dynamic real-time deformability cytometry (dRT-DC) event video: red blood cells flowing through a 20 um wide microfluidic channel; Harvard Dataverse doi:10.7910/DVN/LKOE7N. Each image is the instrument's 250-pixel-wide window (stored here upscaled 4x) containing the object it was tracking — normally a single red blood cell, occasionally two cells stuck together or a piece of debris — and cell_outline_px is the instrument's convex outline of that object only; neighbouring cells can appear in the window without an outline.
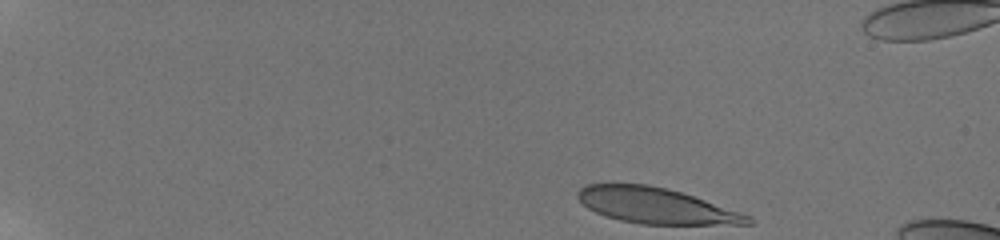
{"species": "human", "species_latin": "Homo sapiens", "temperature_condition": "room temperature", "stored_images_in_passage": 42, "camera_frame_rate_fps": 3000, "um_per_image_px": 0.085, "donor": {"sex": "male"}, "frame": {"image": 1, "passage_image": 1, "time_ms": 0.0, "image_size_px": [1000, 240], "cell_outline_px": [[756, 224], [640, 224], [620, 220], [596, 212], [588, 208], [576, 196], [576, 192], [580, 188], [588, 184], [648, 184], [668, 188], [752, 216], [756, 220]], "centroid_in_image_um": [55.78, 17.48], "position_along_channel_um": 29.2, "area_um2": 35.14}}
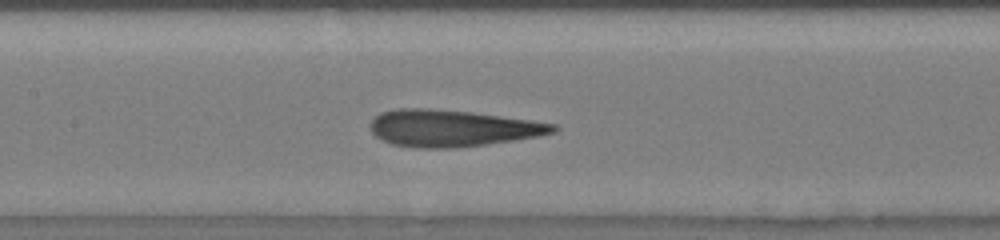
{"frame": {"image": 2, "passage_image": 19, "time_ms": 7.0, "image_size_px": [1000, 240], "cell_outline_px": [[560, 128], [556, 132], [540, 136], [456, 148], [420, 148], [392, 144], [380, 140], [372, 132], [372, 120], [380, 112], [396, 108], [428, 108], [472, 112], [532, 120], [556, 124]], "centroid_in_image_um": [38.45, 10.89], "position_along_channel_um": 168.9, "area_um2": 39.19}}
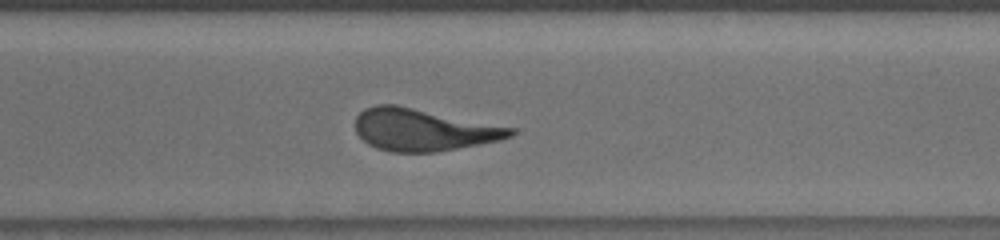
{"frame": {"image": 3, "passage_image": 31, "time_ms": 11.333, "image_size_px": [1000, 240], "cell_outline_px": [[516, 132], [512, 136], [500, 140], [480, 144], [436, 152], [388, 152], [376, 148], [368, 144], [356, 132], [356, 116], [364, 108], [376, 104], [396, 104], [516, 128]], "centroid_in_image_um": [35.98, 11.03], "position_along_channel_um": 334.6, "area_um2": 38.26}, "authors_computed_cell_mechanics": {"area_um2": 38.148, "velocity_mm_per_s": 3.8355, "shape_relaxation_time_tau1_ms": 6.1104, "shape_relaxation_time_tau2_ms": 1.2493, "deformation_change_tau1": 0.2277, "deformation_change_tau2": 0.1046}}